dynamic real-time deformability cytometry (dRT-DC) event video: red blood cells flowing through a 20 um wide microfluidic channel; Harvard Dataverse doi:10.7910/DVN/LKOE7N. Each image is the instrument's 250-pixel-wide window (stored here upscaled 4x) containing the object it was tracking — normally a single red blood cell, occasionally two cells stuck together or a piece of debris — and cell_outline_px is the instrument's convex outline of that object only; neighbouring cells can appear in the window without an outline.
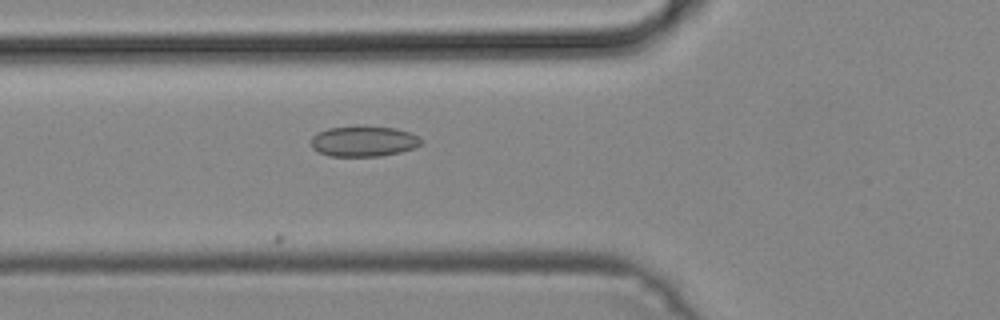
{"species": "common noctule bat (a hibernating species)", "species_latin": "Nyctalus noctula", "temperature_condition": "cold", "stored_images_in_passage": 7, "camera_frame_rate_fps": 3000, "um_per_image_px": 0.085, "animal": {"sex": "male", "body_mass_g": 19.2, "forearm_length_mm": 51.8}, "frame": {"image": 1, "passage_image": 3, "time_ms": 0.667, "image_size_px": [1000, 320], "cell_outline_px": [[420, 144], [416, 148], [400, 152], [380, 156], [328, 156], [312, 148], [312, 136], [316, 132], [328, 128], [356, 124], [396, 128], [408, 132], [416, 136], [420, 140]], "centroid_in_image_um": [30.87, 11.98], "position_along_channel_um": 94.9, "area_um2": 19.94}}
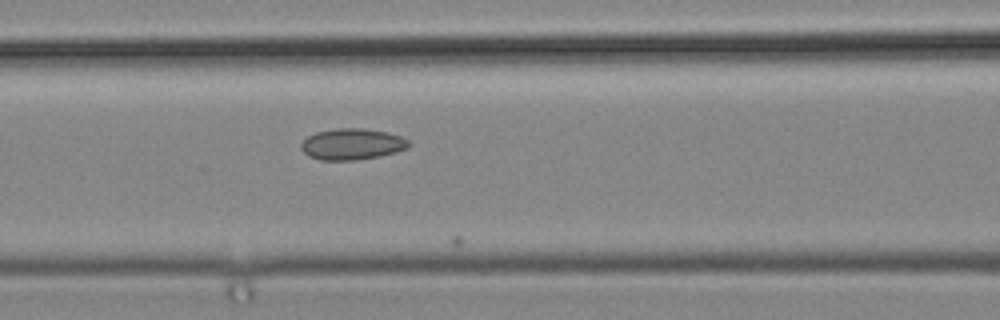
{"frame": {"image": 2, "passage_image": 6, "time_ms": 1.667, "image_size_px": [1000, 320], "cell_outline_px": [[412, 144], [408, 148], [396, 152], [380, 156], [356, 160], [320, 160], [308, 156], [300, 148], [300, 144], [308, 136], [316, 132], [336, 128], [364, 128], [388, 132], [400, 136], [408, 140]], "centroid_in_image_um": [29.94, 12.25], "position_along_channel_um": 136.7, "area_um2": 19.77}}